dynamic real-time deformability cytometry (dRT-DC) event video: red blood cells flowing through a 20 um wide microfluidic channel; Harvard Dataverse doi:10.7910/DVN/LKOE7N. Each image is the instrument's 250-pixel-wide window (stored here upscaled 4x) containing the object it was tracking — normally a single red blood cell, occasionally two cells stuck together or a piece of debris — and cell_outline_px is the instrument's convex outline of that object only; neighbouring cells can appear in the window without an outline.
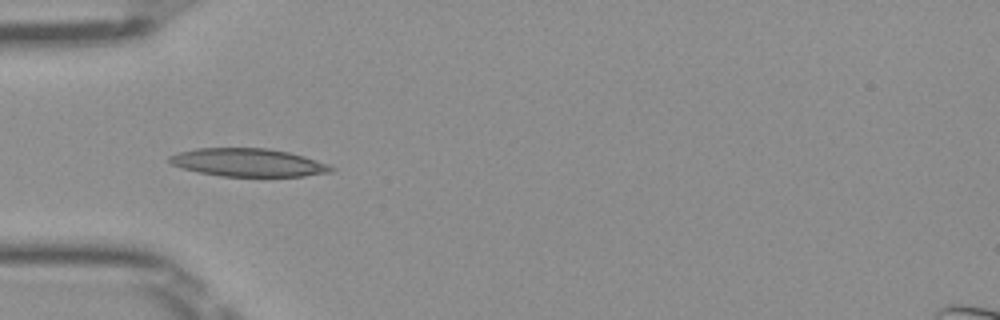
{"species": "Egyptian fruit bat (a non-hibernating species)", "species_latin": "Rousettus aegyptiacus", "temperature_condition": "room temperature", "stored_images_in_passage": 14, "camera_frame_rate_fps": 3000, "um_per_image_px": 0.085, "frame": {"image": 1, "passage_image": 5, "time_ms": 1.333, "image_size_px": [1000, 320], "cell_outline_px": [[336, 168], [332, 172], [304, 176], [220, 176], [200, 172], [184, 168], [172, 164], [168, 160], [168, 156], [176, 152], [196, 148], [268, 148], [288, 152], [304, 156], [328, 164]], "centroid_in_image_um": [21.1, 13.81], "position_along_channel_um": 63.9, "area_um2": 26.41}}
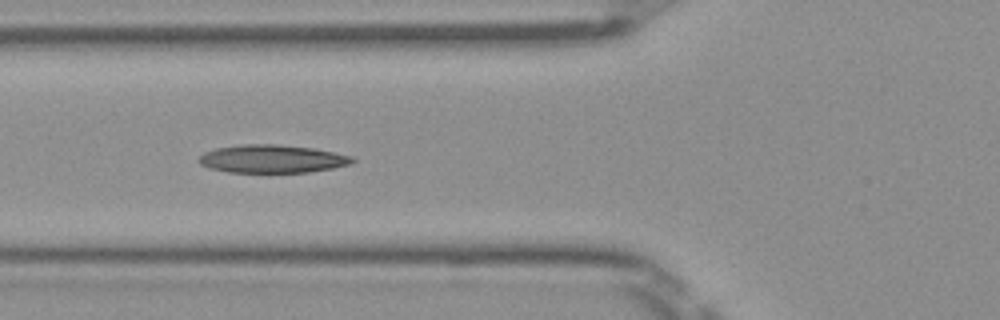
{"frame": {"image": 2, "passage_image": 8, "time_ms": 2.333, "image_size_px": [1000, 320], "cell_outline_px": [[356, 160], [352, 164], [332, 168], [308, 172], [228, 172], [208, 168], [200, 164], [196, 160], [204, 152], [216, 148], [240, 144], [276, 144], [312, 148], [352, 156]], "centroid_in_image_um": [23.1, 13.5], "position_along_channel_um": 102.7, "area_um2": 25.14}}
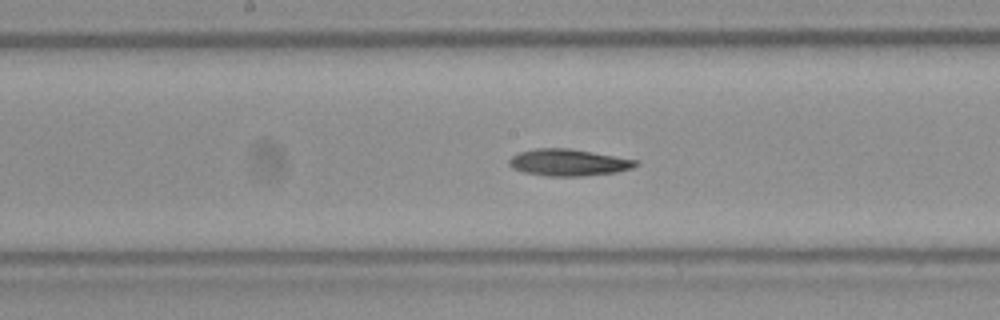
{"frame": {"image": 3, "passage_image": 12, "time_ms": 3.667, "image_size_px": [1000, 320], "cell_outline_px": [[640, 164], [632, 168], [616, 172], [584, 176], [544, 176], [524, 172], [512, 168], [508, 164], [508, 160], [512, 156], [520, 152], [536, 148], [568, 148], [640, 160]], "centroid_in_image_um": [48.34, 13.81], "position_along_channel_um": 199.9, "area_um2": 19.88}}